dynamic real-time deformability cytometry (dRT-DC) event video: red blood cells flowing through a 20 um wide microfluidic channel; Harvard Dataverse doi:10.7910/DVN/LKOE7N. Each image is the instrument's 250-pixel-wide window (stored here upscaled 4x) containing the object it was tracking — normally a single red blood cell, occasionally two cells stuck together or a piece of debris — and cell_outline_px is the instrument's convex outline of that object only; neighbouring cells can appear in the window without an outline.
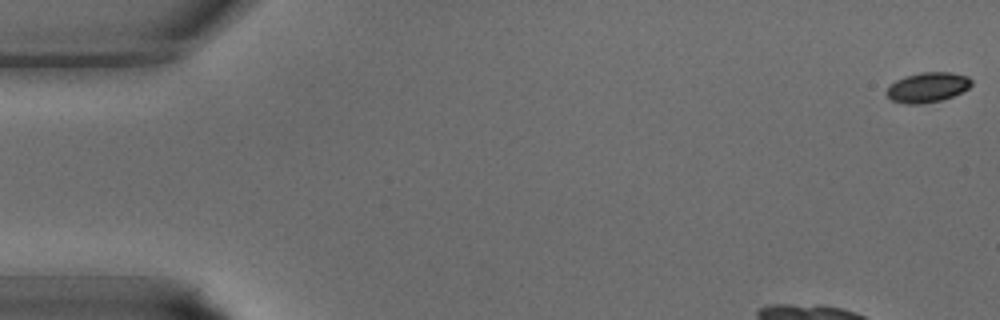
{"species": "common noctule bat (a hibernating species)", "species_latin": "Nyctalus noctula", "temperature_condition": "warm", "stored_images_in_passage": 33, "camera_frame_rate_fps": 3000, "um_per_image_px": 0.085, "animal": {"sex": "male", "body_mass_g": 15.6}, "frame": {"image": 1, "passage_image": 1, "time_ms": 0.0, "image_size_px": [1000, 320], "cell_outline_px": [[972, 84], [968, 88], [952, 96], [940, 100], [920, 104], [904, 104], [892, 100], [884, 92], [896, 80], [904, 76], [920, 72], [952, 72], [968, 76], [972, 80]], "centroid_in_image_um": [78.83, 7.41], "position_along_channel_um": 6.2, "area_um2": 14.8}}